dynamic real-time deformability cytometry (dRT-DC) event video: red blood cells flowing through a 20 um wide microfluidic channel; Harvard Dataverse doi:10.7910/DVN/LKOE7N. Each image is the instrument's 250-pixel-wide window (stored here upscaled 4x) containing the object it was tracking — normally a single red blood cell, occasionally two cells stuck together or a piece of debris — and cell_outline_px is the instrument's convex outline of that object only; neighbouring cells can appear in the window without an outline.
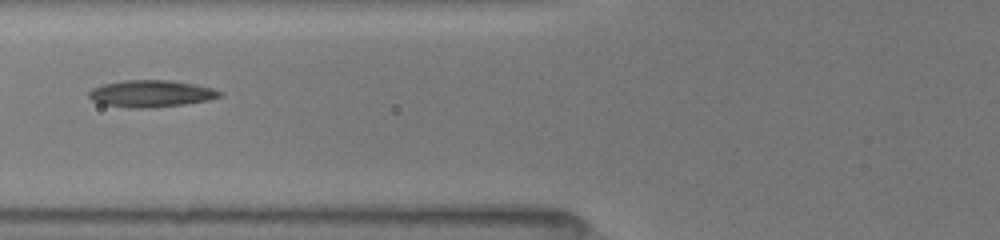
{"species": "common noctule bat (a hibernating species)", "species_latin": "Nyctalus noctula", "temperature_condition": "room temperature", "stored_images_in_passage": 16, "camera_frame_rate_fps": 3000, "um_per_image_px": 0.085, "animal": {"sex": "female", "body_mass_g": 19.5, "forearm_length_mm": 54.1}, "frame": {"image": 1, "passage_image": 14, "time_ms": 6.667, "image_size_px": [1000, 240], "cell_outline_px": [[224, 92], [220, 96], [208, 100], [184, 104], [152, 108], [128, 108], [104, 104], [92, 100], [88, 96], [88, 92], [92, 88], [104, 84], [124, 80], [168, 80], [196, 84], [212, 88]], "centroid_in_image_um": [12.84, 7.96], "position_along_channel_um": 113.0, "area_um2": 20.52}}